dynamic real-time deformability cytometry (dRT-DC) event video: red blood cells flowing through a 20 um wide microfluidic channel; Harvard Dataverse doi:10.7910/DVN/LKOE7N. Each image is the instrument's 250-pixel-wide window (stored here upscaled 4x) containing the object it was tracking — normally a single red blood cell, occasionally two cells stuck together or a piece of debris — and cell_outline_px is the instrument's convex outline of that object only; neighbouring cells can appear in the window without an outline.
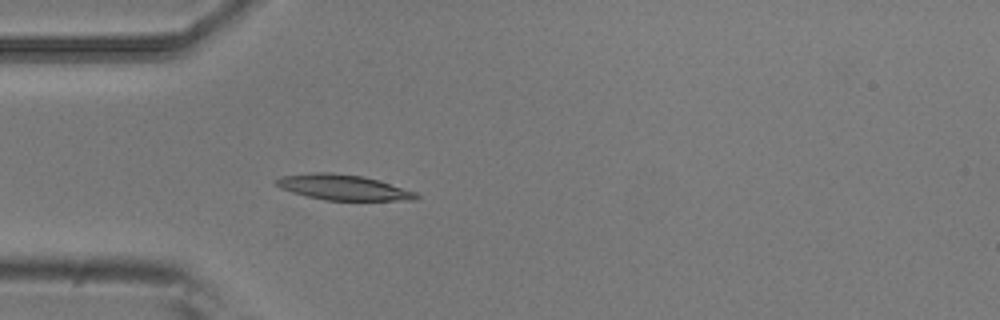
{"species": "common noctule bat (a hibernating species)", "species_latin": "Nyctalus noctula", "temperature_condition": "room temperature", "stored_images_in_passage": 5, "camera_frame_rate_fps": 3000, "um_per_image_px": 0.085, "animal": {"sex": "male", "body_mass_g": 20.5, "forearm_length_mm": 52.5}, "frame": {"image": 1, "passage_image": 5, "time_ms": 1.333, "image_size_px": [1000, 320], "cell_outline_px": [[420, 196], [416, 200], [324, 200], [292, 192], [280, 188], [276, 184], [276, 180], [280, 176], [316, 172], [332, 172], [364, 176], [380, 180], [416, 192]], "centroid_in_image_um": [29.19, 15.92], "position_along_channel_um": 55.8, "area_um2": 20.75}}